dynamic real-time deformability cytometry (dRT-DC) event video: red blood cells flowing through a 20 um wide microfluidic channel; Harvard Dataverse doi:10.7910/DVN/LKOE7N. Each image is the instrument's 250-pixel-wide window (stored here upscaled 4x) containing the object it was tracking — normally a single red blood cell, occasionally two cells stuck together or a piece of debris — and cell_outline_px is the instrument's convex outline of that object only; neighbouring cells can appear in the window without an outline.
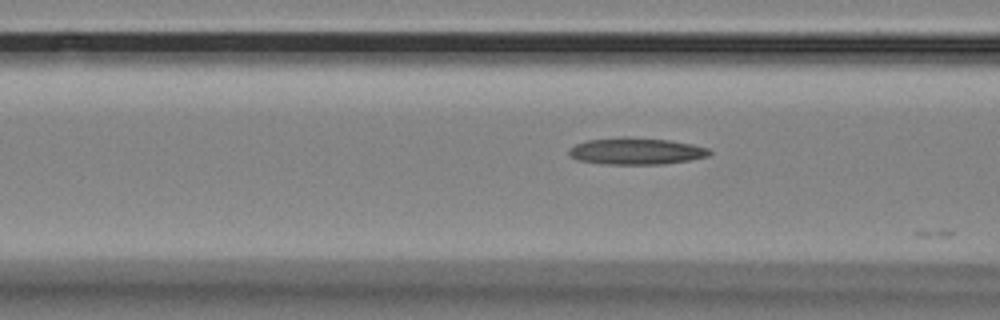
{"species": "Egyptian fruit bat (a non-hibernating species)", "species_latin": "Rousettus aegyptiacus", "temperature_condition": "room temperature", "stored_images_in_passage": 11, "camera_frame_rate_fps": 3000, "um_per_image_px": 0.085, "animal": {"sex": "female"}, "frame": {"image": 1, "passage_image": 10, "time_ms": 3.0, "image_size_px": [1000, 320], "cell_outline_px": [[712, 152], [708, 156], [688, 160], [664, 164], [604, 164], [576, 160], [568, 152], [568, 148], [576, 144], [588, 140], [620, 136], [628, 136], [672, 140], [692, 144], [708, 148]], "centroid_in_image_um": [54.06, 12.83], "position_along_channel_um": 112.5, "area_um2": 22.14}}